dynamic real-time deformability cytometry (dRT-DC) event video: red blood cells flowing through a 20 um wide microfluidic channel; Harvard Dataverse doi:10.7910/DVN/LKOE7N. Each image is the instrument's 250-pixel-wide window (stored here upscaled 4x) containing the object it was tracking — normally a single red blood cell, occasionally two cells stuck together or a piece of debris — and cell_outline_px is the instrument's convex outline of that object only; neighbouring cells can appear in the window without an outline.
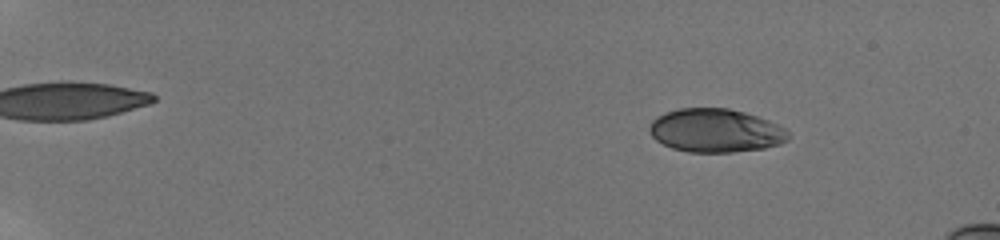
{"species": "human", "species_latin": "Homo sapiens", "temperature_condition": "room temperature", "stored_images_in_passage": 38, "camera_frame_rate_fps": 3000, "um_per_image_px": 0.085, "donor": {"sex": "male"}, "frame": {"image": 1, "passage_image": 6, "time_ms": 2.333, "image_size_px": [1000, 240], "cell_outline_px": [[788, 140], [780, 144], [764, 148], [732, 152], [688, 152], [672, 148], [656, 140], [648, 132], [648, 128], [652, 120], [656, 116], [664, 112], [676, 108], [728, 108], [744, 112], [780, 124], [788, 132]], "centroid_in_image_um": [60.8, 11.09], "position_along_channel_um": 24.2, "area_um2": 35.43}}
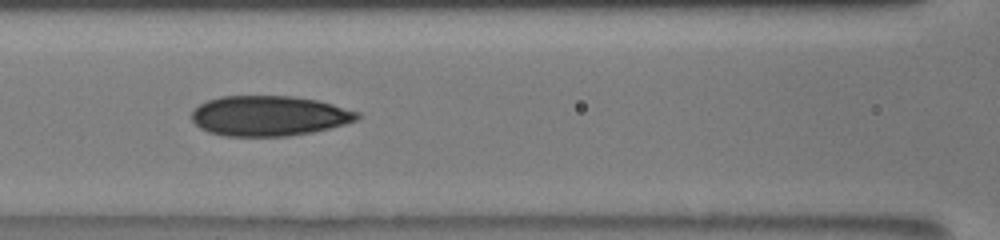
{"frame": {"image": 2, "passage_image": 20, "time_ms": 9.333, "image_size_px": [1000, 240], "cell_outline_px": [[360, 116], [356, 120], [344, 124], [312, 132], [288, 136], [224, 136], [208, 132], [200, 128], [192, 120], [192, 112], [200, 104], [208, 100], [220, 96], [292, 96], [316, 100], [332, 104], [360, 112]], "centroid_in_image_um": [22.86, 9.85], "position_along_channel_um": 143.7, "area_um2": 38.67}}
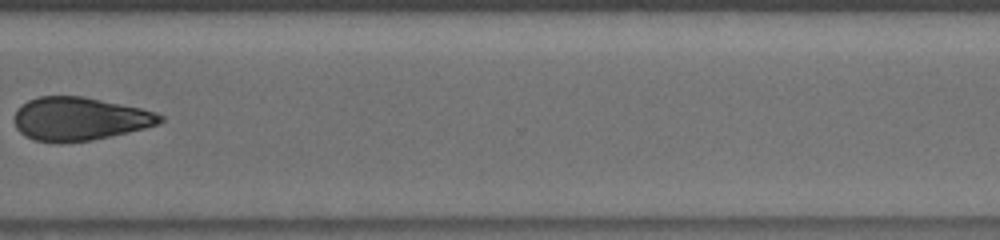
{"frame": {"image": 3, "passage_image": 31, "time_ms": 15.0, "image_size_px": [1000, 240], "cell_outline_px": [[164, 120], [160, 124], [128, 132], [92, 140], [60, 144], [36, 140], [20, 132], [16, 128], [16, 112], [28, 100], [40, 96], [84, 96], [140, 108], [156, 112], [164, 116]], "centroid_in_image_um": [6.81, 10.11], "position_along_channel_um": 363.8, "area_um2": 36.65}, "authors_computed_cell_mechanics": {"area_um2": 36.5296, "velocity_mm_per_s": 3.8863, "shape_relaxation_time_tau1_ms": 8.1191, "shape_relaxation_time_tau2_ms": null, "deformation_change_tau1": 0.1361, "deformation_change_tau2": null}}